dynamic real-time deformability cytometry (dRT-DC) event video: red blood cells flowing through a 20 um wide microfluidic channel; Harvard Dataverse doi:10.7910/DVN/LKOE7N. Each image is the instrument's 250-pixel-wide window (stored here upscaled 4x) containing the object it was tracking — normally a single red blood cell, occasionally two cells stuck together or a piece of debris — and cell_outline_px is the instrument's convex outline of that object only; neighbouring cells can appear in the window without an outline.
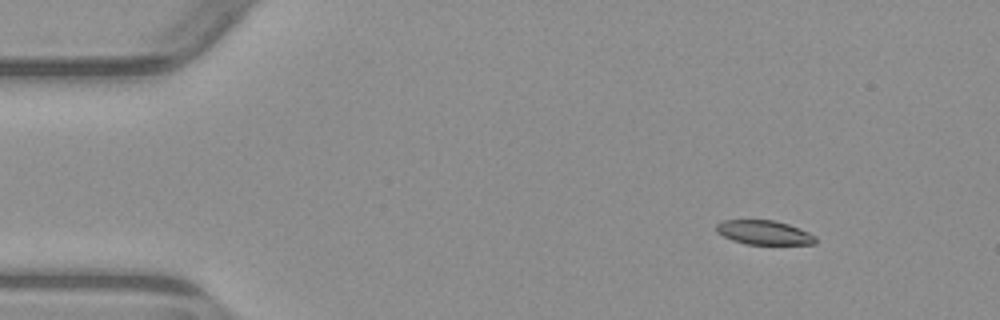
{"species": "common noctule bat (a hibernating species)", "species_latin": "Nyctalus noctula", "temperature_condition": "warm", "stored_images_in_passage": 3, "camera_frame_rate_fps": 3000, "um_per_image_px": 0.085, "animal": {"sex": "male", "body_mass_g": 23.1, "forearm_length_mm": 52.7}, "frame": {"image": 1, "passage_image": 1, "time_ms": 0.0, "image_size_px": [1000, 320], "cell_outline_px": [[816, 244], [744, 244], [732, 240], [716, 232], [716, 224], [724, 220], [772, 220], [788, 224], [800, 228], [816, 236]], "centroid_in_image_um": [64.94, 19.76], "position_along_channel_um": 20.1, "area_um2": 13.99}}